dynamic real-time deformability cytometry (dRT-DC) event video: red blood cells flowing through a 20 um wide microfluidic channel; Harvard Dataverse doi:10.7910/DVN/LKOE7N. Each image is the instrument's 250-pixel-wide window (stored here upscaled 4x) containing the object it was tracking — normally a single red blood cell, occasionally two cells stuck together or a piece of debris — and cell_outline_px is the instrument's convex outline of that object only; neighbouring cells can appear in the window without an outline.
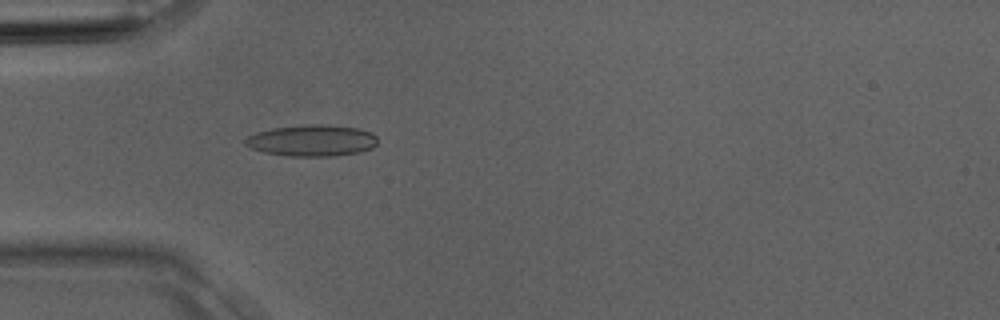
{"species": "Egyptian fruit bat (a non-hibernating species)", "species_latin": "Rousettus aegyptiacus", "temperature_condition": "room temperature", "stored_images_in_passage": 3, "camera_frame_rate_fps": 3000, "um_per_image_px": 0.085, "animal": {"sex": "male"}, "frame": {"image": 1, "passage_image": 3, "time_ms": 0.667, "image_size_px": [1000, 320], "cell_outline_px": [[376, 144], [372, 148], [360, 152], [336, 156], [288, 156], [264, 152], [252, 148], [244, 144], [244, 140], [248, 136], [256, 132], [272, 128], [312, 124], [328, 124], [360, 128], [372, 132], [376, 136]], "centroid_in_image_um": [26.54, 11.94], "position_along_channel_um": 58.5, "area_um2": 24.39}}